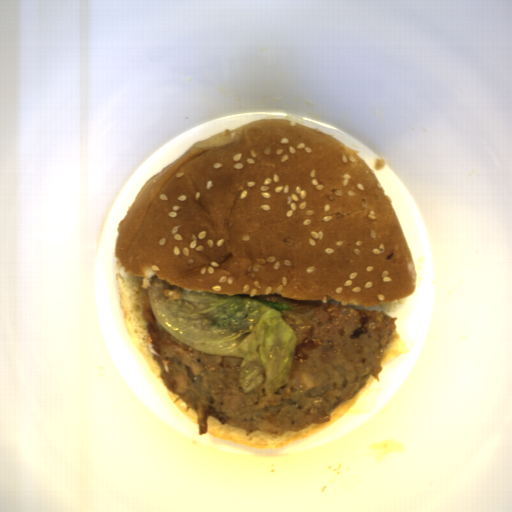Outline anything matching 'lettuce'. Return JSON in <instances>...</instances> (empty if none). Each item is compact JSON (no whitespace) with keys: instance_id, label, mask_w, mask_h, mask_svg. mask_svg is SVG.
Returning a JSON list of instances; mask_svg holds the SVG:
<instances>
[{"instance_id":"lettuce-1","label":"lettuce","mask_w":512,"mask_h":512,"mask_svg":"<svg viewBox=\"0 0 512 512\" xmlns=\"http://www.w3.org/2000/svg\"><path fill=\"white\" fill-rule=\"evenodd\" d=\"M147 295L160 332L209 355L242 357L239 384L250 394L264 383L268 398L289 382L298 336L279 302L189 291L153 277Z\"/></svg>"}]
</instances>
